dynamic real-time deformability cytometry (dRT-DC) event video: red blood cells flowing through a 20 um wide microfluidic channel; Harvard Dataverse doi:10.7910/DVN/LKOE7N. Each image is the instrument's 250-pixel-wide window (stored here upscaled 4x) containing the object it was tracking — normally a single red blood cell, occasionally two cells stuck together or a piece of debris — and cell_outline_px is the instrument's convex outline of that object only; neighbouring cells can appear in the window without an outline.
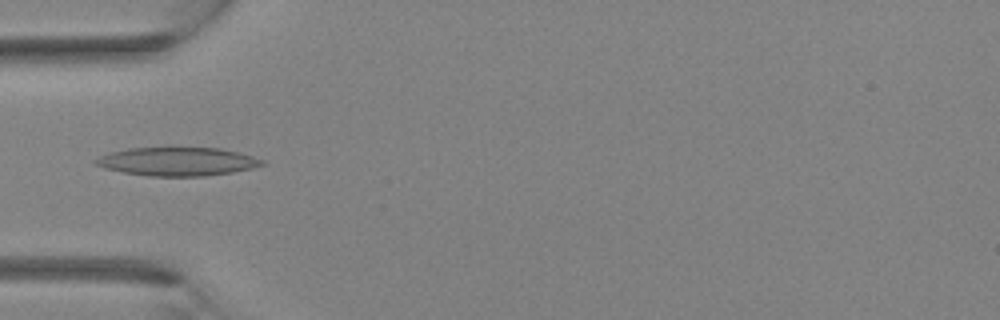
{"species": "Egyptian fruit bat (a non-hibernating species)", "species_latin": "Rousettus aegyptiacus", "temperature_condition": "room temperature", "stored_images_in_passage": 4, "camera_frame_rate_fps": 3000, "um_per_image_px": 0.085, "animal": {"sex": "female"}, "frame": {"image": 1, "passage_image": 4, "time_ms": 3.333, "image_size_px": [1000, 320], "cell_outline_px": [[268, 164], [252, 168], [232, 172], [204, 176], [152, 176], [124, 172], [104, 168], [92, 164], [92, 160], [100, 156], [112, 152], [128, 148], [172, 144], [220, 148], [240, 152], [264, 160]], "centroid_in_image_um": [15.08, 13.67], "position_along_channel_um": 69.9, "area_um2": 28.96}}